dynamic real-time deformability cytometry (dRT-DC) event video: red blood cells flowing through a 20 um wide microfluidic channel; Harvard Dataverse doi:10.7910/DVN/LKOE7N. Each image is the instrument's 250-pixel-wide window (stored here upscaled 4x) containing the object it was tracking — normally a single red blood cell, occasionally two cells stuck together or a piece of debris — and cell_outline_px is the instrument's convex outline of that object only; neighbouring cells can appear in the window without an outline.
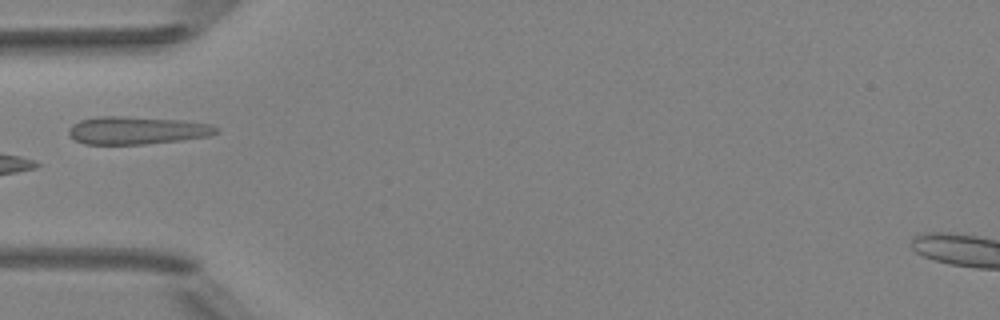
{"species": "Egyptian fruit bat (a non-hibernating species)", "species_latin": "Rousettus aegyptiacus", "temperature_condition": "room temperature", "stored_images_in_passage": 5, "camera_frame_rate_fps": 3000, "um_per_image_px": 0.085, "animal": {"sex": "female"}, "frame": {"image": 1, "passage_image": 5, "time_ms": 5.333, "image_size_px": [1000, 320], "cell_outline_px": [[220, 132], [208, 136], [180, 140], [144, 144], [84, 144], [68, 136], [68, 128], [72, 124], [80, 120], [96, 116], [124, 116], [180, 120], [212, 124], [220, 128]], "centroid_in_image_um": [11.62, 11.07], "position_along_channel_um": 73.4, "area_um2": 24.04}}